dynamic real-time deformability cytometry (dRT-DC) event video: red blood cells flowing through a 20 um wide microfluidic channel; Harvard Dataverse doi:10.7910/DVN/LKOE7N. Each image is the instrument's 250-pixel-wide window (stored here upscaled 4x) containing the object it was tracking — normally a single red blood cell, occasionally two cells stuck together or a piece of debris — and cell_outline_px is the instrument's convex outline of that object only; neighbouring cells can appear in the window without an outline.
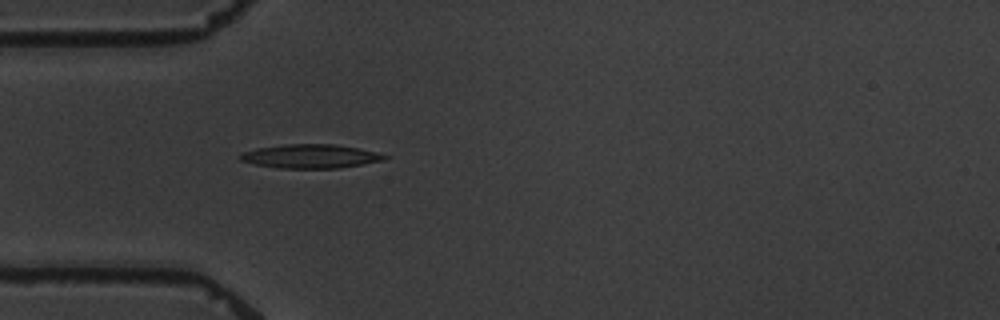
{"species": "common noctule bat (a hibernating species)", "species_latin": "Nyctalus noctula", "temperature_condition": "warm", "stored_images_in_passage": 3, "camera_frame_rate_fps": 3000, "um_per_image_px": 0.085, "animal": {"sex": "male", "body_mass_g": 19.5, "forearm_length_mm": 54.6}, "frame": {"image": 1, "passage_image": 3, "time_ms": 2.333, "image_size_px": [1000, 320], "cell_outline_px": [[388, 156], [384, 160], [340, 168], [276, 168], [256, 164], [240, 160], [236, 156], [244, 152], [256, 148], [284, 144], [336, 144], [376, 152]], "centroid_in_image_um": [26.35, 13.28], "position_along_channel_um": 58.7, "area_um2": 20.0}}